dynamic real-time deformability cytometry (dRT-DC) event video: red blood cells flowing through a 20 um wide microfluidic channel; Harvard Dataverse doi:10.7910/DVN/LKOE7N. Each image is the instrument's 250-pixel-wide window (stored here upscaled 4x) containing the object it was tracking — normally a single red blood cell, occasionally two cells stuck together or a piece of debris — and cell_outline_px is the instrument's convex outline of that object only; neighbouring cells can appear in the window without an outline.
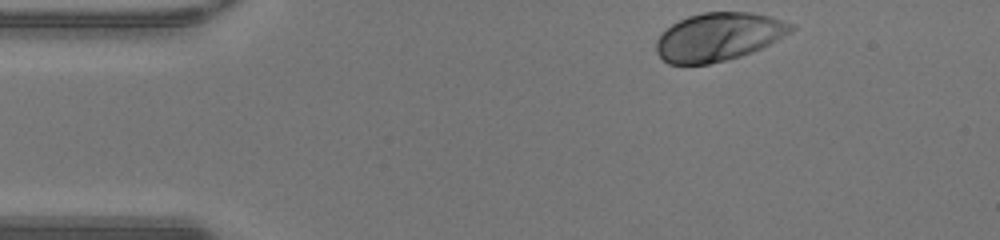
{"species": "human", "species_latin": "Homo sapiens", "temperature_condition": "warm", "stored_images_in_passage": 36, "camera_frame_rate_fps": 3000, "um_per_image_px": 0.085, "donor": {"sex": "male"}, "frame": {"image": 1, "passage_image": 1, "time_ms": 0.0, "image_size_px": [1000, 240], "cell_outline_px": [[796, 28], [792, 32], [752, 52], [740, 56], [708, 64], [668, 64], [656, 52], [656, 40], [672, 24], [688, 16], [704, 12], [752, 12], [768, 16], [796, 24]], "centroid_in_image_um": [61.1, 3.12], "position_along_channel_um": 23.9, "area_um2": 37.63}}
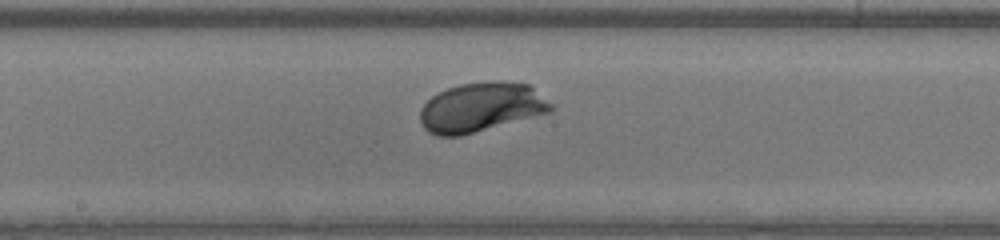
{"frame": {"image": 2, "passage_image": 19, "time_ms": 6.0, "image_size_px": [1000, 240], "cell_outline_px": [[556, 108], [552, 112], [460, 136], [436, 136], [428, 132], [424, 128], [420, 120], [420, 108], [432, 96], [448, 88], [460, 84], [496, 80], [500, 80], [528, 84], [552, 104]], "centroid_in_image_um": [40.9, 9.12], "position_along_channel_um": 207.3, "area_um2": 37.74}}
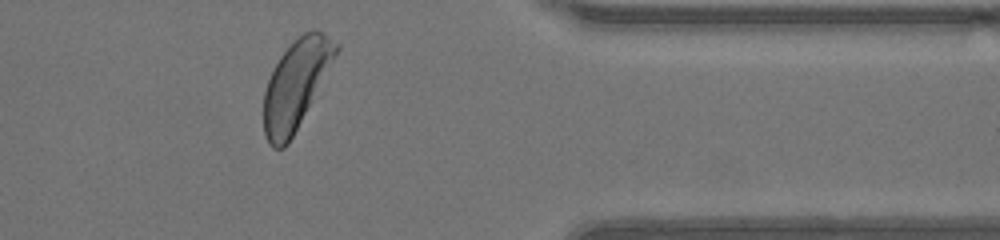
{"frame": {"image": 3, "passage_image": 33, "time_ms": 10.667, "image_size_px": [1000, 240], "cell_outline_px": [[340, 48], [336, 56], [288, 144], [284, 148], [272, 148], [268, 144], [264, 136], [264, 92], [268, 80], [280, 56], [304, 32], [312, 28], [316, 28], [324, 32], [340, 44]], "centroid_in_image_um": [25.16, 7.17], "position_along_channel_um": 386.2, "area_um2": 36.82}, "authors_computed_cell_mechanics": {"area_um2": 36.6452, "velocity_mm_per_s": 4.2487, "shape_relaxation_time_tau1_ms": 1.525, "shape_relaxation_time_tau2_ms": null, "deformation_change_tau1": 0.1265, "deformation_change_tau2": null}}